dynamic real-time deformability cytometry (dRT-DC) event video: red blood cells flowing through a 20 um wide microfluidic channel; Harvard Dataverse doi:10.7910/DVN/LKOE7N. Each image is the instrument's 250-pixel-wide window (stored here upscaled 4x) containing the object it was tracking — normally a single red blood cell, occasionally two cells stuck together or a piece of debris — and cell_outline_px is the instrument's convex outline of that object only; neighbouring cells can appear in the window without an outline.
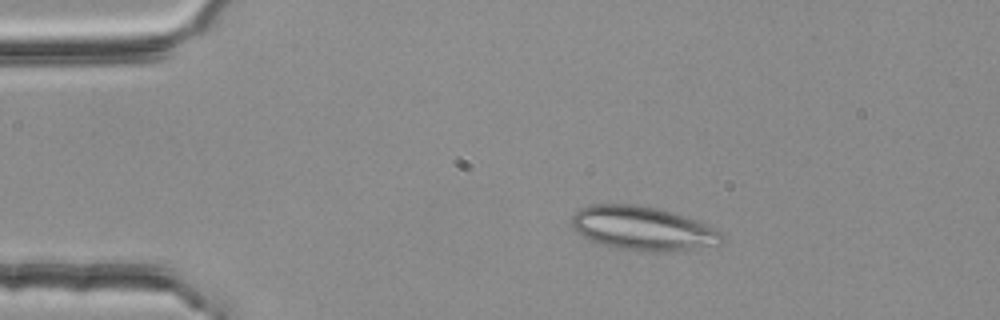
{"species": "common noctule bat (a hibernating species)", "species_latin": "Nyctalus noctula", "temperature_condition": "room temperature", "stored_images_in_passage": 2, "camera_frame_rate_fps": 3000, "um_per_image_px": 0.085, "animal": {"sex": "female", "body_mass_g": 25.1}, "frame": {"image": 1, "passage_image": 1, "time_ms": 0.0, "image_size_px": [1000, 320], "cell_outline_px": [[724, 236], [720, 244], [664, 252], [648, 252], [616, 248], [592, 240], [584, 236], [572, 224], [572, 216], [580, 208], [592, 204], [632, 204], [656, 208], [676, 212], [704, 224], [720, 232]], "centroid_in_image_um": [54.64, 19.4], "position_along_channel_um": 30.4, "area_um2": 37.86}}